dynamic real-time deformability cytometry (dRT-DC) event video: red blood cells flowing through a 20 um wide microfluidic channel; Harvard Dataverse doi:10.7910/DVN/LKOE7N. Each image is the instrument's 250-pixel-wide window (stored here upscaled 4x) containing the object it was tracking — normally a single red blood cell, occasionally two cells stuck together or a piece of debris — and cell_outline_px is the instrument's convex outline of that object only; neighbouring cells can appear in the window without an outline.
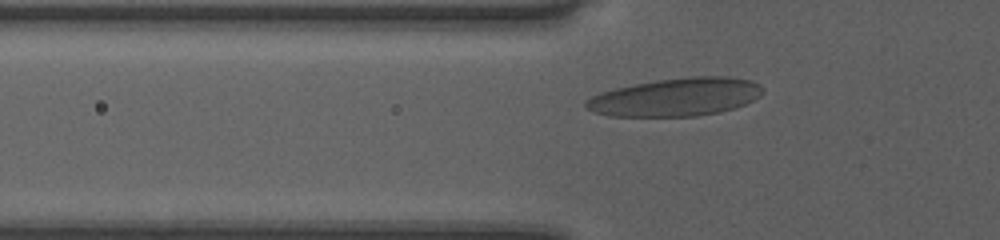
{"species": "human", "species_latin": "Homo sapiens", "temperature_condition": "room temperature", "stored_images_in_passage": 36, "camera_frame_rate_fps": 3000, "um_per_image_px": 0.085, "donor": {"sex": "female"}, "frame": {"image": 1, "passage_image": 10, "time_ms": 3.0, "image_size_px": [1000, 240], "cell_outline_px": [[764, 92], [760, 96], [736, 108], [720, 112], [696, 116], [608, 116], [592, 112], [584, 108], [584, 100], [600, 92], [616, 88], [656, 80], [692, 76], [728, 76], [752, 80], [760, 84], [764, 88]], "centroid_in_image_um": [57.45, 8.25], "position_along_channel_um": 68.3, "area_um2": 39.59}}
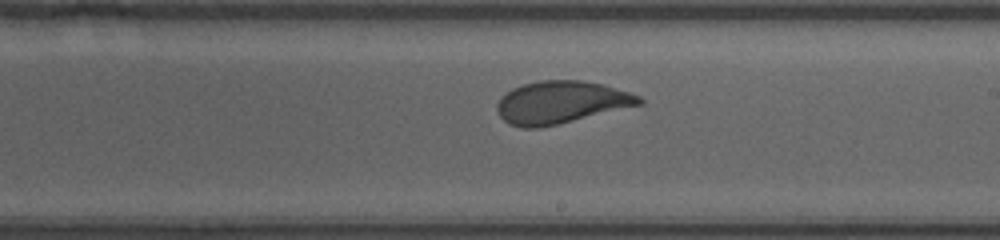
{"frame": {"image": 2, "passage_image": 23, "time_ms": 7.333, "image_size_px": [1000, 240], "cell_outline_px": [[644, 104], [556, 124], [536, 128], [520, 128], [508, 124], [500, 116], [496, 108], [496, 104], [500, 96], [512, 88], [524, 84], [540, 80], [584, 80], [604, 84], [640, 96], [644, 100]], "centroid_in_image_um": [47.67, 8.69], "position_along_channel_um": 241.3, "area_um2": 35.26}}
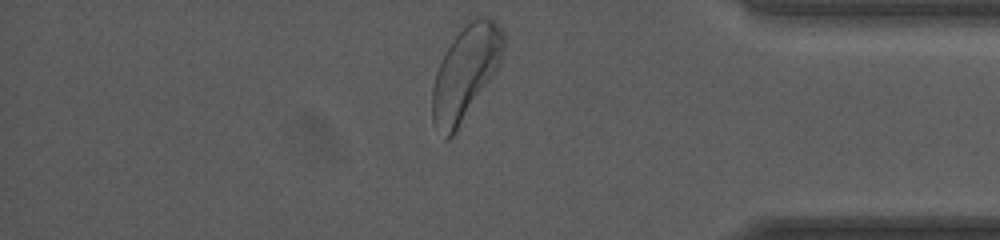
{"frame": {"image": 3, "passage_image": 36, "time_ms": 11.667, "image_size_px": [1000, 240], "cell_outline_px": [[504, 48], [500, 64], [456, 132], [448, 140], [444, 140], [432, 120], [432, 88], [436, 72], [452, 40], [468, 20], [476, 16], [484, 16], [492, 20], [504, 32]], "centroid_in_image_um": [39.56, 6.18], "position_along_channel_um": 395.6, "area_um2": 38.44}, "authors_computed_cell_mechanics": {"area_um2": 35.5181, "velocity_mm_per_s": 4.0288, "shape_relaxation_time_tau1_ms": 4.6629, "shape_relaxation_time_tau2_ms": null, "deformation_change_tau1": 0.1669, "deformation_change_tau2": null}}